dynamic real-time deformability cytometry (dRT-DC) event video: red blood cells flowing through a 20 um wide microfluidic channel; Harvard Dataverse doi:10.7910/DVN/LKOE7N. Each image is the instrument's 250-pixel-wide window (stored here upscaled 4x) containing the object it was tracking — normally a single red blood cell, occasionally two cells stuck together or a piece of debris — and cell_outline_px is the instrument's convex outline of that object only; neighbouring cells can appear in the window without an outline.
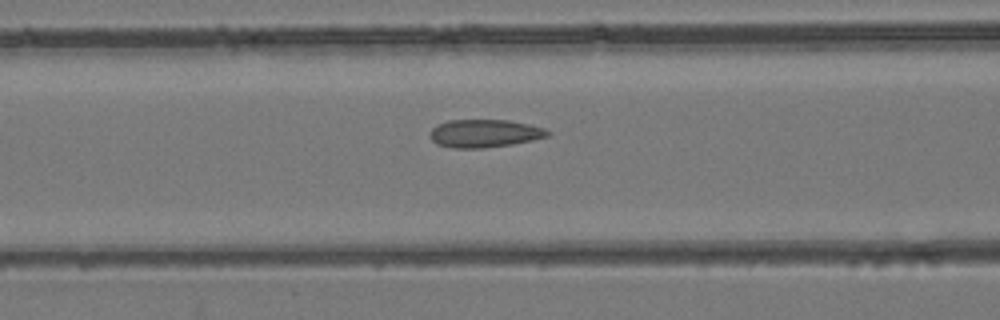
{"species": "common noctule bat (a hibernating species)", "species_latin": "Nyctalus noctula", "temperature_condition": "room temperature", "stored_images_in_passage": 49, "camera_frame_rate_fps": 3000, "um_per_image_px": 0.085, "animal": {"sex": "female", "body_mass_g": 24.6, "forearm_length_mm": 56.2}, "frame": {"image": 1, "passage_image": 20, "time_ms": 6.333, "image_size_px": [1000, 320], "cell_outline_px": [[552, 132], [548, 136], [532, 140], [512, 144], [484, 148], [452, 148], [436, 144], [428, 136], [428, 132], [436, 124], [448, 120], [508, 120], [528, 124], [544, 128]], "centroid_in_image_um": [41.13, 11.34], "position_along_channel_um": 125.5, "area_um2": 19.36}}
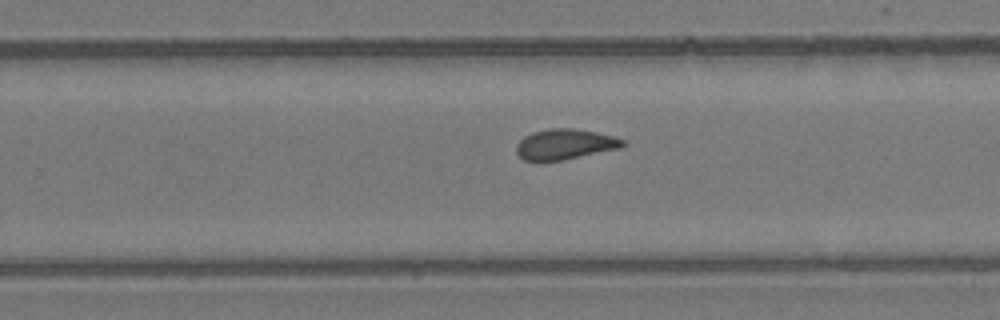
{"frame": {"image": 2, "passage_image": 31, "time_ms": 10.0, "image_size_px": [1000, 320], "cell_outline_px": [[628, 144], [620, 148], [564, 160], [540, 164], [524, 160], [516, 152], [516, 144], [524, 136], [532, 132], [548, 128], [572, 128], [596, 132], [612, 136], [624, 140]], "centroid_in_image_um": [47.97, 12.29], "position_along_channel_um": 281.8, "area_um2": 19.42}}
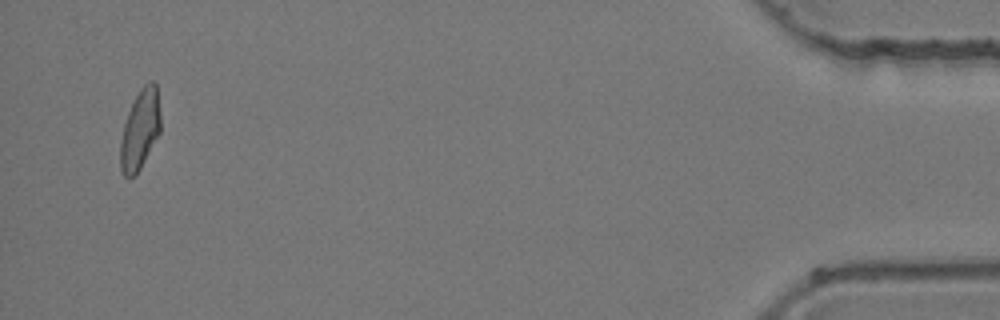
{"frame": {"image": 3, "passage_image": 47, "time_ms": 15.333, "image_size_px": [1000, 320], "cell_outline_px": [[160, 132], [136, 176], [124, 176], [120, 172], [120, 140], [124, 124], [128, 112], [140, 88], [144, 84], [152, 80], [156, 84], [160, 112]], "centroid_in_image_um": [11.9, 11.03], "position_along_channel_um": 423.3, "area_um2": 18.67}}